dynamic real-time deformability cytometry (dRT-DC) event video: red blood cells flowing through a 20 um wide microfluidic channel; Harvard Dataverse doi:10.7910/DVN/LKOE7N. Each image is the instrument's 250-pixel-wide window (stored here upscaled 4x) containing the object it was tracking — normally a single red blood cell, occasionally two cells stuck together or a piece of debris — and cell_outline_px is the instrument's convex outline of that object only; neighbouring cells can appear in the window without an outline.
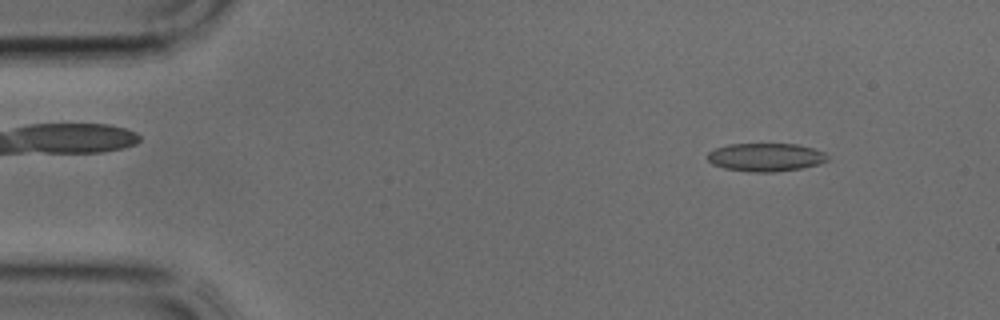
{"species": "common noctule bat (a hibernating species)", "species_latin": "Nyctalus noctula", "temperature_condition": "cold", "stored_images_in_passage": 38, "camera_frame_rate_fps": 3000, "um_per_image_px": 0.085, "animal": {"sex": "male", "body_mass_g": 17.9, "forearm_length_mm": 54.2}, "frame": {"image": 1, "passage_image": 4, "time_ms": 1.0, "image_size_px": [1000, 320], "cell_outline_px": [[828, 160], [820, 164], [800, 168], [772, 172], [748, 172], [724, 168], [712, 164], [708, 160], [708, 152], [716, 148], [728, 144], [796, 144], [812, 148], [824, 152], [828, 156]], "centroid_in_image_um": [65.07, 13.36], "position_along_channel_um": 19.9, "area_um2": 19.71}}
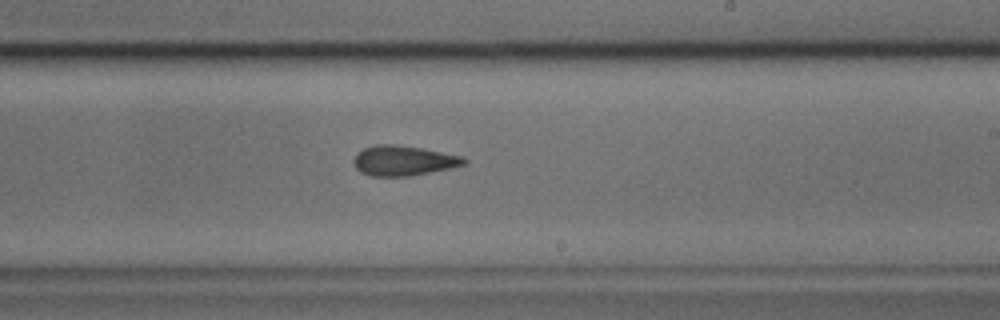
{"frame": {"image": 2, "passage_image": 22, "time_ms": 7.0, "image_size_px": [1000, 320], "cell_outline_px": [[468, 164], [408, 176], [372, 176], [360, 172], [356, 168], [352, 160], [364, 148], [376, 144], [392, 144], [424, 148], [460, 156], [468, 160]], "centroid_in_image_um": [34.29, 13.65], "position_along_channel_um": 254.7, "area_um2": 19.13}}
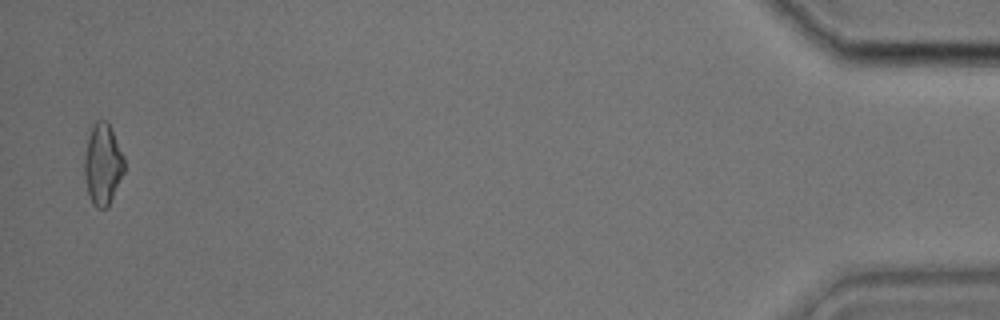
{"frame": {"image": 3, "passage_image": 37, "time_ms": 12.0, "image_size_px": [1000, 320], "cell_outline_px": [[124, 172], [108, 208], [96, 208], [92, 204], [88, 196], [84, 176], [84, 156], [92, 124], [96, 120], [108, 120], [124, 156]], "centroid_in_image_um": [8.73, 13.97], "position_along_channel_um": 426.5, "area_um2": 19.13}}